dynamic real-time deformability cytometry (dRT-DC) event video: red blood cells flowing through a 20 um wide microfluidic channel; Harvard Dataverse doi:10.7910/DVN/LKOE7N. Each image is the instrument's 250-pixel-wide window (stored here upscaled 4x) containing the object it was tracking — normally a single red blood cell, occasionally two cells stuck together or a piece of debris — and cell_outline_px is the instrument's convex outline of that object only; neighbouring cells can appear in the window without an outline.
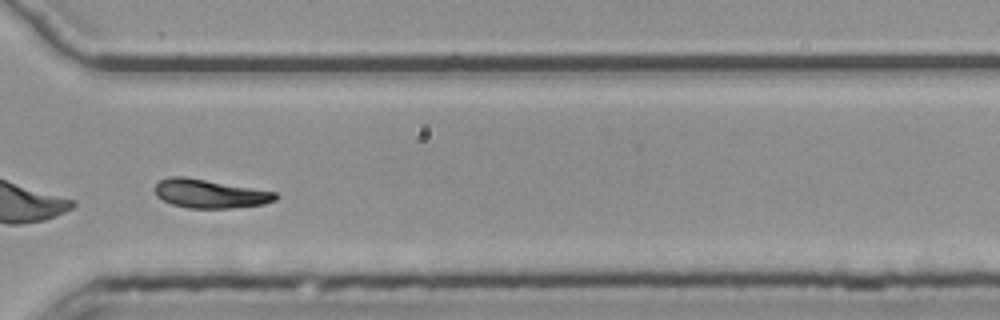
{"species": "common noctule bat (a hibernating species)", "species_latin": "Nyctalus noctula", "temperature_condition": "room temperature", "stored_images_in_passage": 35, "camera_frame_rate_fps": 3000, "um_per_image_px": 0.085, "animal": {"sex": "female", "body_mass_g": 25.1}, "frame": {"image": 1, "passage_image": 25, "time_ms": 8.0, "image_size_px": [1000, 320], "cell_outline_px": [[280, 196], [276, 200], [264, 204], [232, 208], [188, 208], [172, 204], [156, 196], [156, 184], [160, 180], [168, 176], [184, 176], [276, 192]], "centroid_in_image_um": [17.85, 16.46], "position_along_channel_um": 352.7, "area_um2": 20.11}}